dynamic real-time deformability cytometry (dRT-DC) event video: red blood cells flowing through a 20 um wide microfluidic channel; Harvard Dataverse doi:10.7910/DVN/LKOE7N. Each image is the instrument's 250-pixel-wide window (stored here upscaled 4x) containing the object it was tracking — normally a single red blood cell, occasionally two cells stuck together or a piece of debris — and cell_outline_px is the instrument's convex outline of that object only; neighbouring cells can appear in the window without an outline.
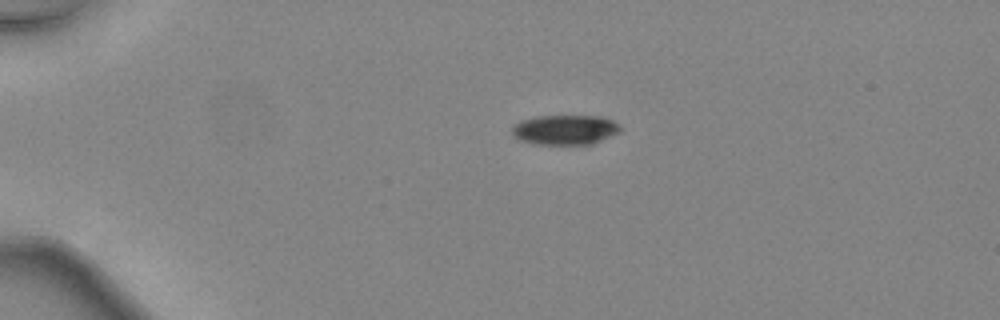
{"species": "common noctule bat (a hibernating species)", "species_latin": "Nyctalus noctula", "temperature_condition": "warm", "stored_images_in_passage": 36, "camera_frame_rate_fps": 3000, "um_per_image_px": 0.085, "animal": {"sex": "female", "body_mass_g": 24.6, "forearm_length_mm": 56.2}, "frame": {"image": 1, "passage_image": 1, "time_ms": 0.0, "image_size_px": [1000, 320], "cell_outline_px": [[620, 128], [616, 132], [592, 144], [532, 144], [520, 140], [512, 136], [512, 128], [520, 120], [536, 116], [600, 116], [612, 120], [620, 124]], "centroid_in_image_um": [47.96, 11.02], "position_along_channel_um": 37.0, "area_um2": 18.67}}
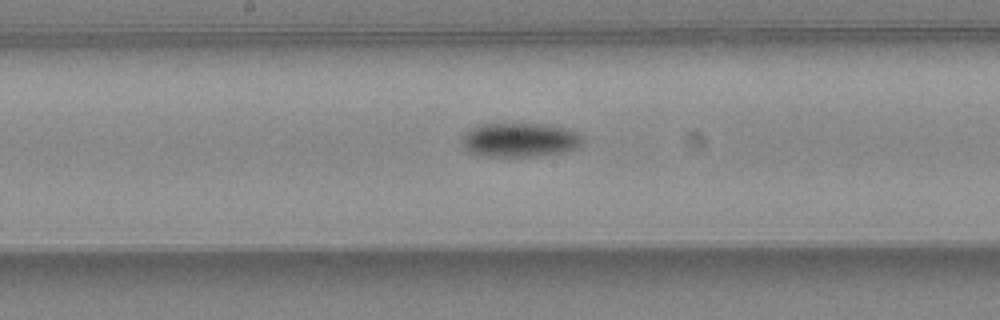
{"frame": {"image": 2, "passage_image": 16, "time_ms": 5.0, "image_size_px": [1000, 320], "cell_outline_px": [[584, 140], [576, 148], [564, 152], [532, 156], [480, 156], [468, 152], [460, 144], [460, 136], [464, 132], [476, 124], [512, 120], [544, 124], [568, 128], [584, 136]], "centroid_in_image_um": [44.09, 11.83], "position_along_channel_um": 204.1, "area_um2": 25.43}}
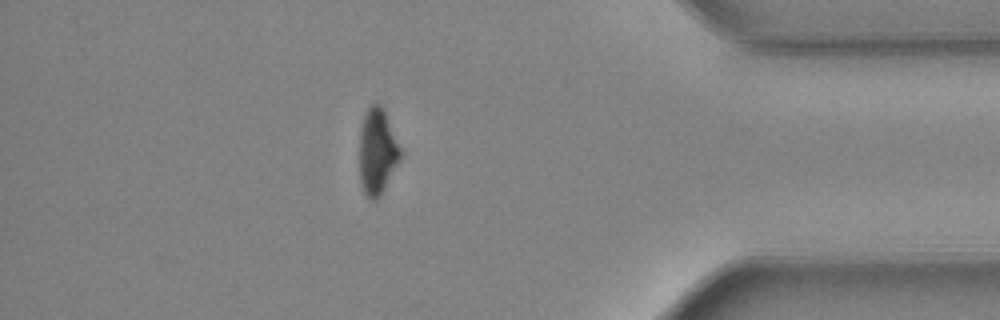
{"frame": {"image": 3, "passage_image": 31, "time_ms": 10.0, "image_size_px": [1000, 320], "cell_outline_px": [[400, 160], [380, 196], [376, 200], [372, 200], [364, 192], [360, 184], [360, 128], [364, 112], [372, 104], [380, 104], [384, 108], [400, 148]], "centroid_in_image_um": [32.05, 12.86], "position_along_channel_um": 403.1, "area_um2": 20.4}, "authors_computed_cell_mechanics": {"area_um2": 22.0218, "velocity_mm_per_s": 4.5712, "shape_relaxation_time_tau1_ms": 3.1533, "shape_relaxation_time_tau2_ms": null, "deformation_change_tau1": 0.1371, "deformation_change_tau2": null}}